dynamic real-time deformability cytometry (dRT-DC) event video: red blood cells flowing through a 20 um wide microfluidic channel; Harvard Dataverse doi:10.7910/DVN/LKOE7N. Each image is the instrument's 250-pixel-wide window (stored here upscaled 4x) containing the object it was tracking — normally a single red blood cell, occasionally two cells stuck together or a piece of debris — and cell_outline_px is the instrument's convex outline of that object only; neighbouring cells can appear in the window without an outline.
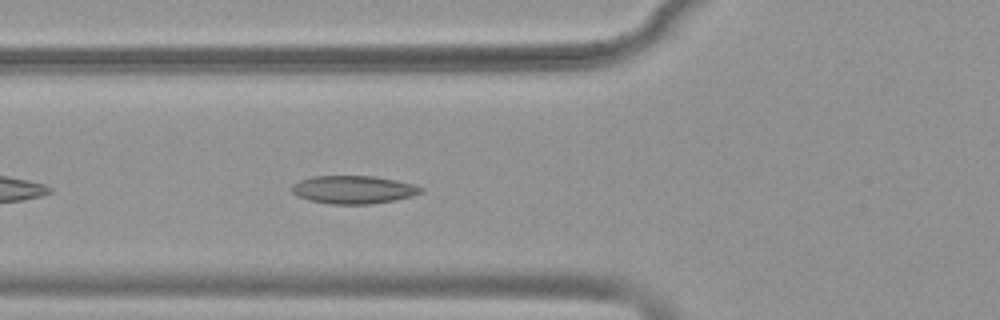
{"species": "common noctule bat (a hibernating species)", "species_latin": "Nyctalus noctula", "temperature_condition": "warm", "stored_images_in_passage": 40, "camera_frame_rate_fps": 3000, "um_per_image_px": 0.085, "animal": {"sex": "female", "body_mass_g": 19.9}, "frame": {"image": 1, "passage_image": 7, "time_ms": 2.0, "image_size_px": [1000, 320], "cell_outline_px": [[424, 192], [412, 196], [396, 200], [372, 204], [332, 204], [308, 200], [296, 196], [288, 188], [292, 184], [300, 180], [312, 176], [376, 176], [416, 184], [424, 188]], "centroid_in_image_um": [30.05, 16.12], "position_along_channel_um": 95.8, "area_um2": 21.5}}
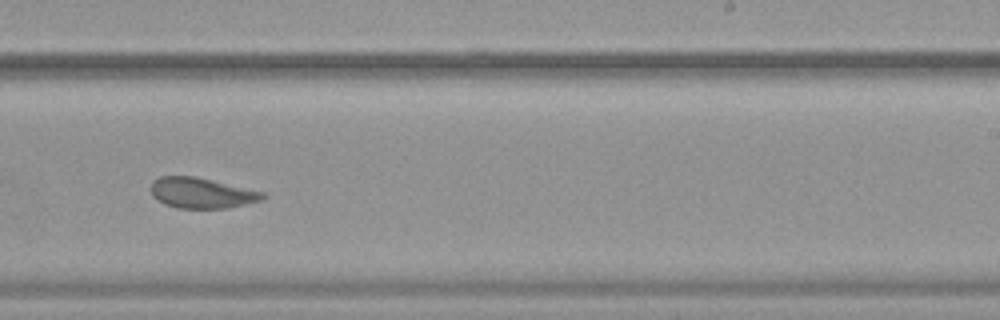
{"frame": {"image": 2, "passage_image": 21, "time_ms": 6.667, "image_size_px": [1000, 320], "cell_outline_px": [[268, 196], [264, 200], [224, 208], [176, 208], [164, 204], [156, 200], [152, 196], [152, 180], [160, 176], [196, 176], [264, 192]], "centroid_in_image_um": [17.14, 16.4], "position_along_channel_um": 271.9, "area_um2": 20.0}}
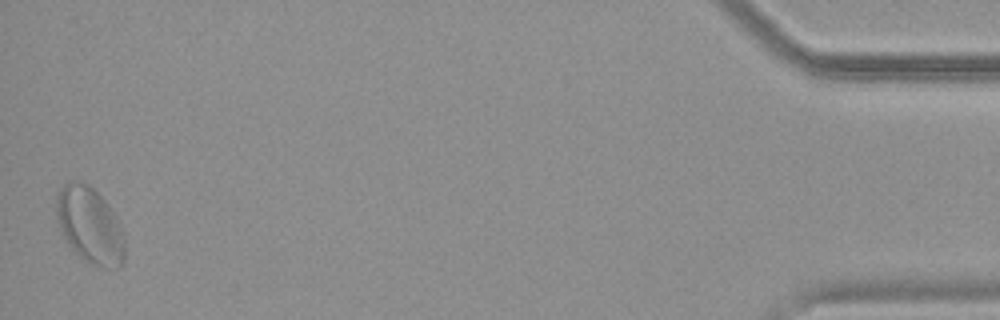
{"frame": {"image": 3, "passage_image": 40, "time_ms": 13.0, "image_size_px": [1000, 320], "cell_outline_px": [[124, 264], [120, 268], [104, 268], [92, 264], [80, 256], [68, 244], [60, 232], [56, 220], [56, 192], [68, 180], [72, 180], [88, 184], [108, 204], [116, 216], [120, 224], [124, 236]], "centroid_in_image_um": [7.62, 19.15], "position_along_channel_um": 427.6, "area_um2": 30.69}, "authors_computed_cell_mechanics": {"area_um2": 21.0103, "velocity_mm_per_s": 3.7804, "shape_relaxation_time_tau1_ms": null, "shape_relaxation_time_tau2_ms": 1.878, "deformation_change_tau1": null, "deformation_change_tau2": 0.0698}}